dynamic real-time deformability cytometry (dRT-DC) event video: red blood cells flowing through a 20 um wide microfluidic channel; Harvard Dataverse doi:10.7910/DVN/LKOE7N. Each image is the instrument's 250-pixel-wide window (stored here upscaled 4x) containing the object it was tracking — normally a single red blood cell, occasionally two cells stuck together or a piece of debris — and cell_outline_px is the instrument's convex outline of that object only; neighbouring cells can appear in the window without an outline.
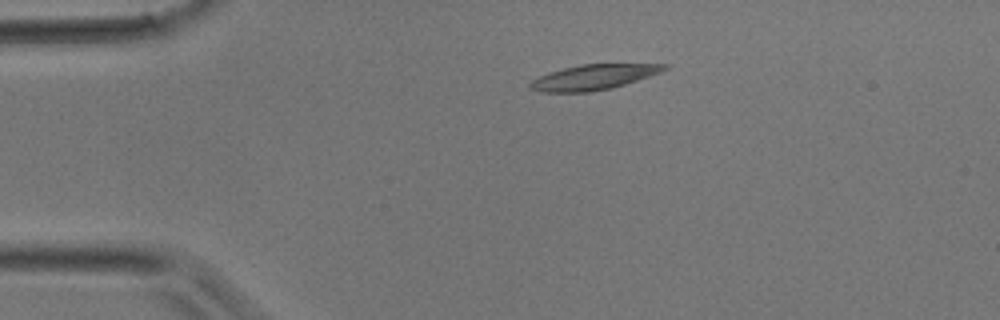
{"species": "common noctule bat (a hibernating species)", "species_latin": "Nyctalus noctula", "temperature_condition": "room temperature", "stored_images_in_passage": 30, "camera_frame_rate_fps": 3000, "um_per_image_px": 0.085, "animal": {"sex": "male", "body_mass_g": 17.9}, "frame": {"image": 1, "passage_image": 1, "time_ms": 0.0, "image_size_px": [1000, 320], "cell_outline_px": [[668, 68], [660, 72], [612, 88], [588, 92], [540, 92], [528, 88], [528, 84], [532, 80], [548, 72], [580, 64], [668, 64]], "centroid_in_image_um": [50.39, 6.56], "position_along_channel_um": 34.6, "area_um2": 19.54}}
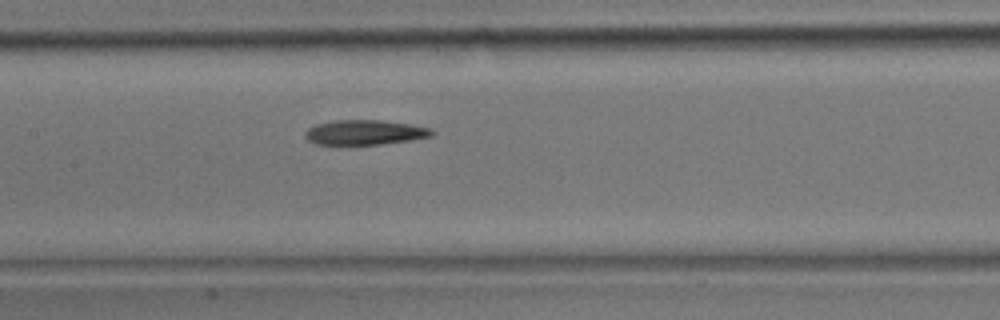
{"frame": {"image": 2, "passage_image": 11, "time_ms": 3.333, "image_size_px": [1000, 320], "cell_outline_px": [[436, 132], [432, 136], [412, 140], [380, 144], [340, 148], [336, 148], [316, 144], [308, 140], [304, 136], [304, 132], [308, 128], [316, 124], [336, 120], [380, 120], [412, 124], [432, 128]], "centroid_in_image_um": [30.96, 11.3], "position_along_channel_um": 176.4, "area_um2": 19.42}}
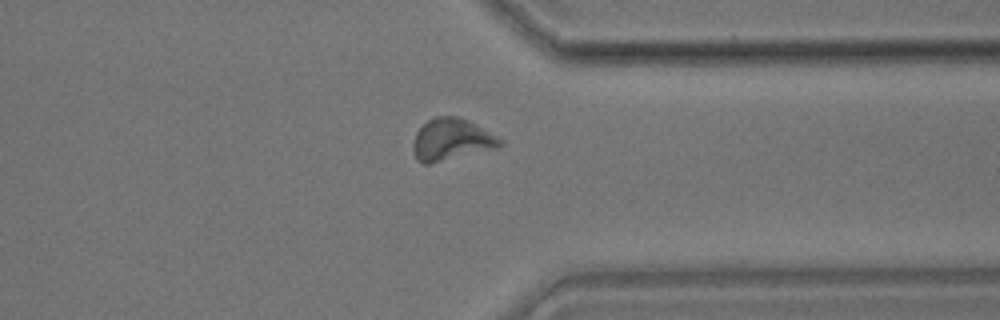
{"frame": {"image": 3, "passage_image": 22, "time_ms": 7.0, "image_size_px": [1000, 320], "cell_outline_px": [[504, 144], [500, 148], [428, 164], [424, 164], [416, 160], [412, 148], [412, 144], [416, 132], [428, 120], [436, 116], [456, 116], [468, 120], [504, 140]], "centroid_in_image_um": [38.39, 11.88], "position_along_channel_um": 373.0, "area_um2": 21.39}}